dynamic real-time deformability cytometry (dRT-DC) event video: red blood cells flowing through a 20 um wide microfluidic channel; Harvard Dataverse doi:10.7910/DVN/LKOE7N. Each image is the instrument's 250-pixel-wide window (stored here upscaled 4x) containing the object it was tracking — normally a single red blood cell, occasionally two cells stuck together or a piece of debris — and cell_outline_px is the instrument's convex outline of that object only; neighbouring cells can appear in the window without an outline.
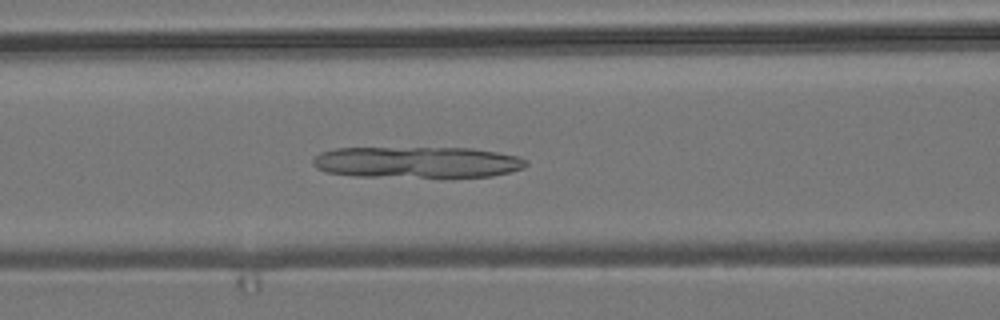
{"species": "common noctule bat (a hibernating species)", "species_latin": "Nyctalus noctula", "temperature_condition": "room temperature", "stored_images_in_passage": 53, "camera_frame_rate_fps": 3000, "um_per_image_px": 0.085, "animal": {"sex": "male", "body_mass_g": 19.2, "forearm_length_mm": 51.8}, "frame": {"image": 1, "passage_image": 22, "time_ms": 7.0, "image_size_px": [1000, 320], "cell_outline_px": [[528, 164], [524, 168], [492, 176], [356, 176], [328, 172], [316, 168], [312, 164], [312, 160], [320, 152], [336, 148], [472, 148], [496, 152], [516, 156], [528, 160]], "centroid_in_image_um": [35.44, 13.78], "position_along_channel_um": 131.2, "area_um2": 38.49}}
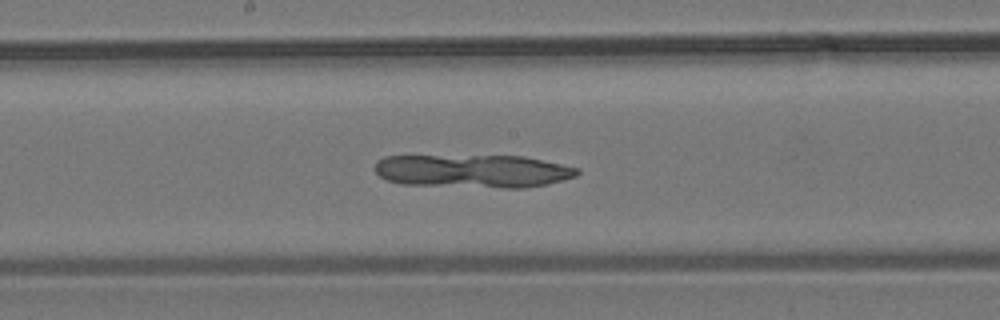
{"frame": {"image": 2, "passage_image": 28, "time_ms": 9.0, "image_size_px": [1000, 320], "cell_outline_px": [[580, 172], [576, 176], [548, 184], [524, 188], [504, 188], [400, 184], [388, 180], [380, 176], [376, 172], [376, 164], [384, 156], [524, 156], [580, 168]], "centroid_in_image_um": [40.25, 14.55], "position_along_channel_um": 208.0, "area_um2": 39.13}}
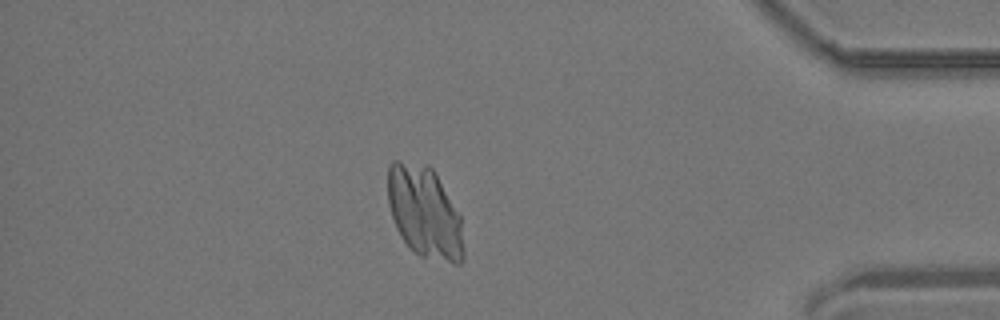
{"frame": {"image": 3, "passage_image": 46, "time_ms": 15.0, "image_size_px": [1000, 320], "cell_outline_px": [[464, 260], [460, 264], [452, 264], [420, 256], [400, 236], [396, 228], [388, 204], [388, 168], [392, 160], [400, 160], [428, 164], [432, 168], [460, 216], [464, 252]], "centroid_in_image_um": [36.08, 18.04], "position_along_channel_um": 399.1, "area_um2": 40.52}}